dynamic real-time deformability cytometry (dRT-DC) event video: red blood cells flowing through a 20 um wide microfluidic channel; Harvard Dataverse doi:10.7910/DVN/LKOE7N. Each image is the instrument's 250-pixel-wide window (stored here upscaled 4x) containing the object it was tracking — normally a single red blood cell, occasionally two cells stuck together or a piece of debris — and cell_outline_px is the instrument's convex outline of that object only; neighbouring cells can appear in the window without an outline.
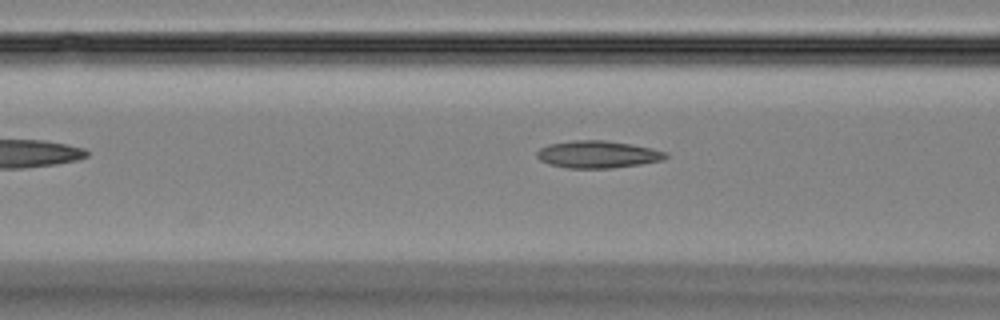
{"species": "Egyptian fruit bat (a non-hibernating species)", "species_latin": "Rousettus aegyptiacus", "temperature_condition": "room temperature", "stored_images_in_passage": 29, "camera_frame_rate_fps": 3000, "um_per_image_px": 0.085, "animal": {"sex": "female"}, "frame": {"image": 1, "passage_image": 5, "time_ms": 1.333, "image_size_px": [1000, 320], "cell_outline_px": [[668, 156], [664, 160], [640, 164], [612, 168], [568, 168], [548, 164], [540, 160], [536, 156], [536, 152], [540, 148], [548, 144], [572, 140], [604, 140], [628, 144], [668, 152]], "centroid_in_image_um": [50.77, 13.13], "position_along_channel_um": 115.8, "area_um2": 20.4}}
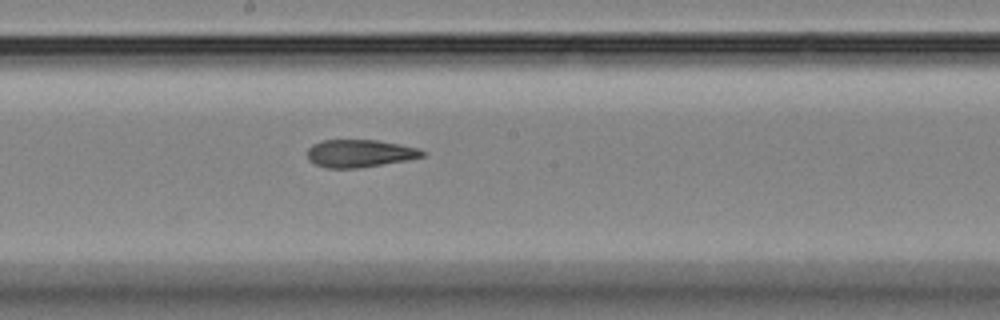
{"frame": {"image": 2, "passage_image": 13, "time_ms": 4.0, "image_size_px": [1000, 320], "cell_outline_px": [[424, 156], [408, 160], [356, 168], [328, 168], [316, 164], [308, 160], [308, 148], [312, 144], [320, 140], [376, 140], [400, 144], [416, 148], [424, 152]], "centroid_in_image_um": [30.54, 13.03], "position_along_channel_um": 217.7, "area_um2": 18.38}}
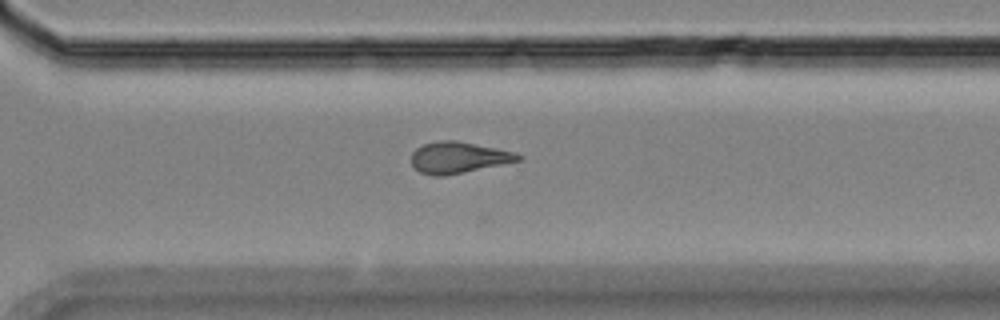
{"frame": {"image": 3, "passage_image": 22, "time_ms": 7.0, "image_size_px": [1000, 320], "cell_outline_px": [[524, 160], [444, 176], [432, 176], [420, 172], [412, 164], [412, 152], [416, 148], [424, 144], [440, 140], [456, 140], [516, 152], [524, 156]], "centroid_in_image_um": [39.01, 13.39], "position_along_channel_um": 331.6, "area_um2": 19.59}, "authors_computed_cell_mechanics": {"area_um2": 19.3052, "velocity_mm_per_s": 3.8103, "shape_relaxation_time_tau1_ms": 5.2242, "shape_relaxation_time_tau2_ms": 2.6562, "deformation_change_tau1": 0.1649, "deformation_change_tau2": 0.1199}}